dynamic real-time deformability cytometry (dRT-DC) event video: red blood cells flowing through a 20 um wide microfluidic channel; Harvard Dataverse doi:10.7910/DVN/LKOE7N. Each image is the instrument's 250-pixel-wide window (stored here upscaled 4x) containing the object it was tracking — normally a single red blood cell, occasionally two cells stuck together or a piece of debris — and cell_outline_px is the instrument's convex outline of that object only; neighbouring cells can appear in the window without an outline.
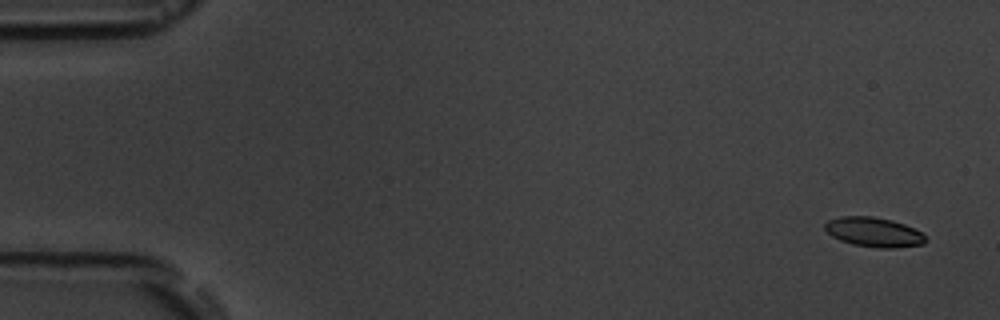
{"species": "common noctule bat (a hibernating species)", "species_latin": "Nyctalus noctula", "temperature_condition": "room temperature", "stored_images_in_passage": 9, "camera_frame_rate_fps": 3000, "um_per_image_px": 0.085, "animal": {"sex": "male", "body_mass_g": 19.5, "forearm_length_mm": 54.6}, "frame": {"image": 1, "passage_image": 1, "time_ms": 0.0, "image_size_px": [1000, 320], "cell_outline_px": [[928, 240], [924, 244], [896, 248], [880, 248], [852, 244], [840, 240], [832, 236], [824, 228], [824, 224], [828, 220], [840, 216], [872, 216], [892, 220], [904, 224], [920, 232]], "centroid_in_image_um": [74.27, 19.73], "position_along_channel_um": 10.7, "area_um2": 17.34}}
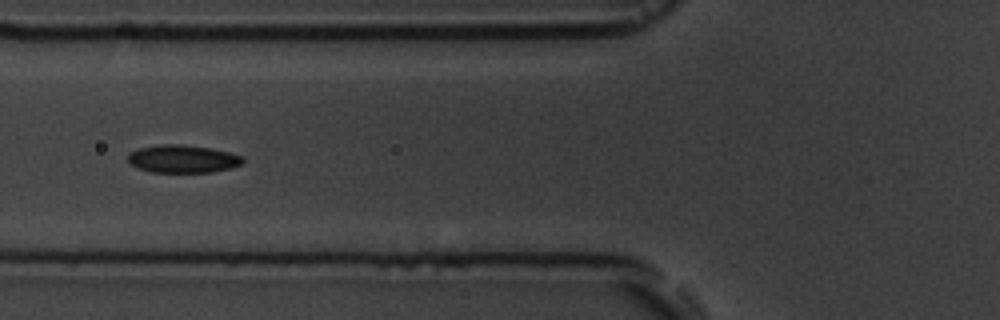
{"frame": {"image": 2, "passage_image": 6, "time_ms": 6.333, "image_size_px": [1000, 320], "cell_outline_px": [[244, 164], [232, 168], [212, 172], [152, 172], [136, 168], [128, 160], [128, 152], [140, 148], [160, 144], [180, 144], [208, 148], [228, 152], [244, 156]], "centroid_in_image_um": [15.55, 13.51], "position_along_channel_um": 110.2, "area_um2": 18.73}}
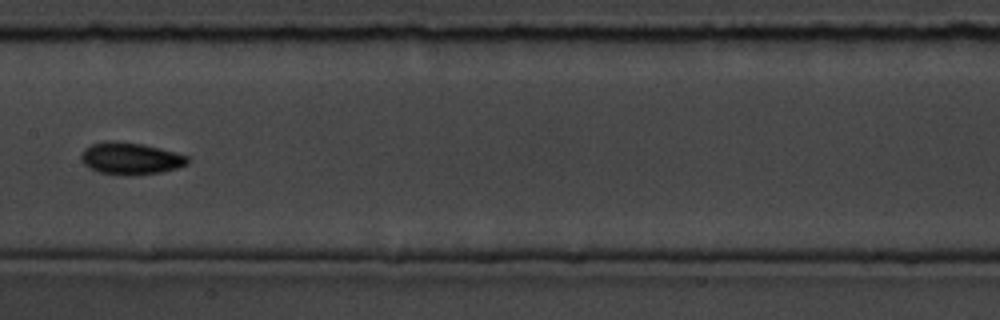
{"frame": {"image": 3, "passage_image": 8, "time_ms": 8.667, "image_size_px": [1000, 320], "cell_outline_px": [[188, 164], [176, 168], [160, 172], [132, 176], [128, 176], [100, 172], [88, 168], [80, 160], [80, 156], [84, 148], [92, 144], [104, 140], [112, 140], [140, 144], [160, 148], [188, 156]], "centroid_in_image_um": [11.05, 13.47], "position_along_channel_um": 196.4, "area_um2": 19.94}}